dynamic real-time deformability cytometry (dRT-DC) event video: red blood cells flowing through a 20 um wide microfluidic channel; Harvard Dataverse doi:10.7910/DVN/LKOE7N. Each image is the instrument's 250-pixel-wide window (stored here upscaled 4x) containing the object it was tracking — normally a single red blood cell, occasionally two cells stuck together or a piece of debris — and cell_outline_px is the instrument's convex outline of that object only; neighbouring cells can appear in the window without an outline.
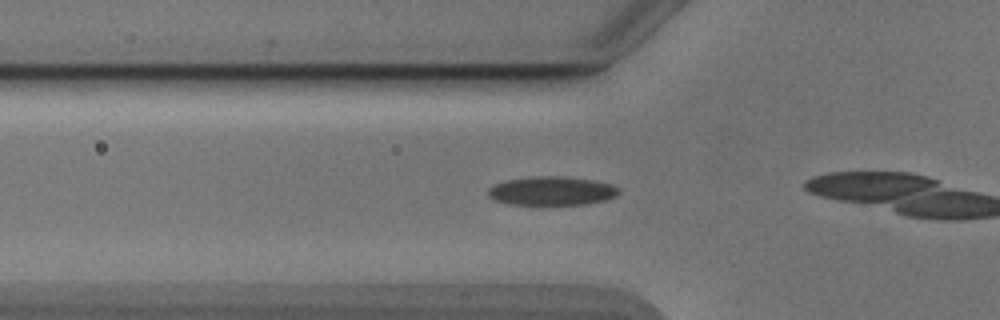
{"species": "Egyptian fruit bat (a non-hibernating species)", "species_latin": "Rousettus aegyptiacus", "temperature_condition": "cold", "stored_images_in_passage": 19, "camera_frame_rate_fps": 3000, "um_per_image_px": 0.085, "animal": {"sex": "male"}, "frame": {"image": 1, "passage_image": 11, "time_ms": 3.333, "image_size_px": [1000, 320], "cell_outline_px": [[620, 192], [616, 196], [604, 200], [584, 204], [508, 204], [492, 200], [488, 196], [488, 188], [504, 180], [536, 176], [564, 176], [592, 180], [612, 184], [620, 188]], "centroid_in_image_um": [46.88, 16.22], "position_along_channel_um": 78.9, "area_um2": 21.96}}
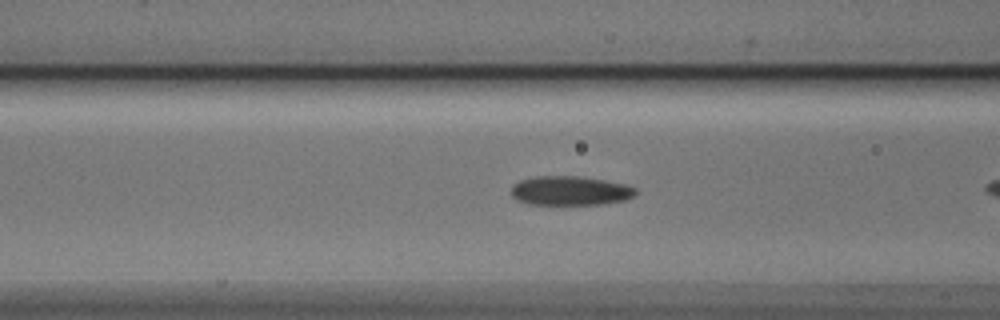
{"frame": {"image": 2, "passage_image": 14, "time_ms": 4.333, "image_size_px": [1000, 320], "cell_outline_px": [[636, 192], [632, 196], [624, 200], [604, 204], [528, 204], [516, 200], [512, 196], [512, 184], [520, 180], [536, 176], [580, 176], [604, 180], [624, 184], [636, 188]], "centroid_in_image_um": [48.43, 16.21], "position_along_channel_um": 118.2, "area_um2": 21.15}}